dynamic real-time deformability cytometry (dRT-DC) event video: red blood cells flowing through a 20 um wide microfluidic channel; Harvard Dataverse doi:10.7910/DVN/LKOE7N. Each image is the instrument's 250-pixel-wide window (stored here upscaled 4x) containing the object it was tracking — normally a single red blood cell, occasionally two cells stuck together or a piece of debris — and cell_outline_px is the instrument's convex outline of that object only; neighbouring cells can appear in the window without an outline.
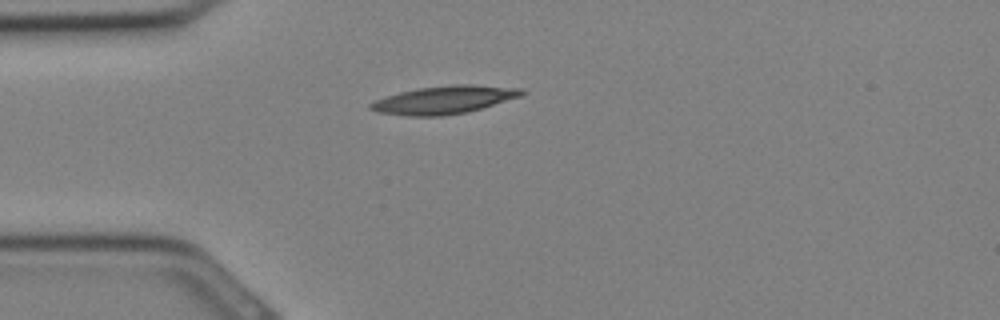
{"species": "Egyptian fruit bat (a non-hibernating species)", "species_latin": "Rousettus aegyptiacus", "temperature_condition": "cold", "stored_images_in_passage": 6, "camera_frame_rate_fps": 3000, "um_per_image_px": 0.085, "animal": {"sex": "female"}, "frame": {"image": 1, "passage_image": 1, "time_ms": 0.0, "image_size_px": [1000, 320], "cell_outline_px": [[528, 92], [520, 96], [480, 108], [464, 112], [440, 116], [408, 116], [376, 112], [368, 108], [368, 104], [384, 96], [416, 88], [452, 84], [472, 84], [524, 88]], "centroid_in_image_um": [37.73, 8.47], "position_along_channel_um": 47.3, "area_um2": 24.68}}
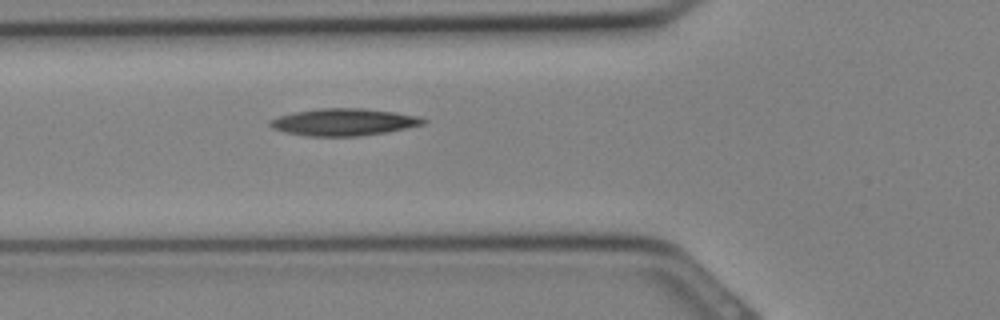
{"frame": {"image": 2, "passage_image": 4, "time_ms": 1.0, "image_size_px": [1000, 320], "cell_outline_px": [[428, 120], [424, 124], [388, 132], [360, 136], [308, 136], [284, 132], [272, 128], [268, 124], [268, 120], [280, 116], [296, 112], [320, 108], [364, 108], [396, 112], [420, 116]], "centroid_in_image_um": [29.25, 10.37], "position_along_channel_um": 96.6, "area_um2": 24.33}}
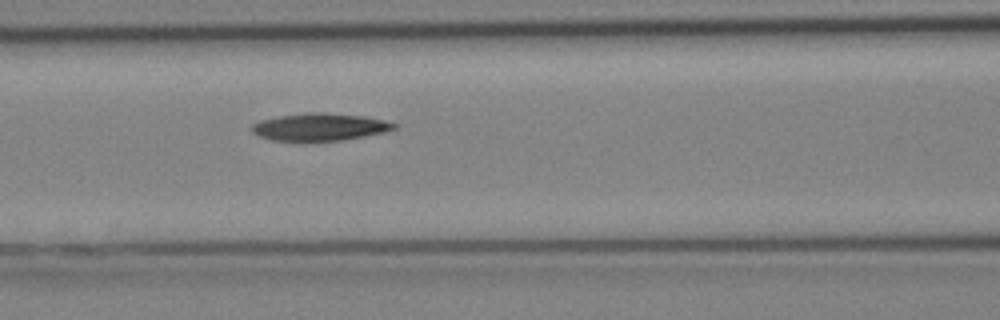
{"frame": {"image": 3, "passage_image": 6, "time_ms": 1.667, "image_size_px": [1000, 320], "cell_outline_px": [[396, 128], [384, 132], [344, 140], [272, 140], [260, 136], [252, 132], [252, 124], [260, 120], [280, 116], [304, 112], [324, 112], [364, 116], [384, 120], [396, 124]], "centroid_in_image_um": [27.18, 10.77], "position_along_channel_um": 139.4, "area_um2": 22.48}}